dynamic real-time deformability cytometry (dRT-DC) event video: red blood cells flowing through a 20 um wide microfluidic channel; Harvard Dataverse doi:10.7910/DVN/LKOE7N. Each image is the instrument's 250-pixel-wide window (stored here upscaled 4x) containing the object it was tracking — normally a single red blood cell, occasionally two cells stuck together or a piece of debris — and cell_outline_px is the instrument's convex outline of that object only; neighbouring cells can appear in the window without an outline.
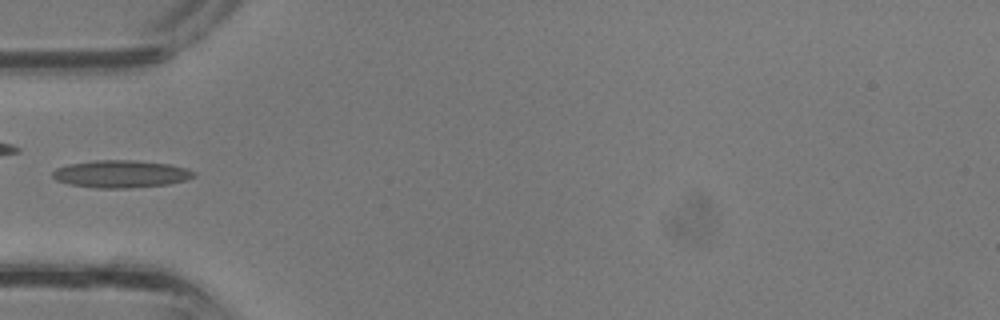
{"species": "common noctule bat (a hibernating species)", "species_latin": "Nyctalus noctula", "temperature_condition": "room temperature", "stored_images_in_passage": 33, "camera_frame_rate_fps": 3000, "um_per_image_px": 0.085, "animal": {"sex": "male", "body_mass_g": 13.3}, "frame": {"image": 1, "passage_image": 10, "time_ms": 3.0, "image_size_px": [1000, 320], "cell_outline_px": [[196, 176], [184, 180], [168, 184], [128, 188], [96, 188], [72, 184], [56, 180], [52, 176], [52, 172], [56, 168], [68, 164], [96, 160], [132, 160], [168, 164], [184, 168], [196, 172]], "centroid_in_image_um": [10.26, 14.78], "position_along_channel_um": 74.7, "area_um2": 22.37}}